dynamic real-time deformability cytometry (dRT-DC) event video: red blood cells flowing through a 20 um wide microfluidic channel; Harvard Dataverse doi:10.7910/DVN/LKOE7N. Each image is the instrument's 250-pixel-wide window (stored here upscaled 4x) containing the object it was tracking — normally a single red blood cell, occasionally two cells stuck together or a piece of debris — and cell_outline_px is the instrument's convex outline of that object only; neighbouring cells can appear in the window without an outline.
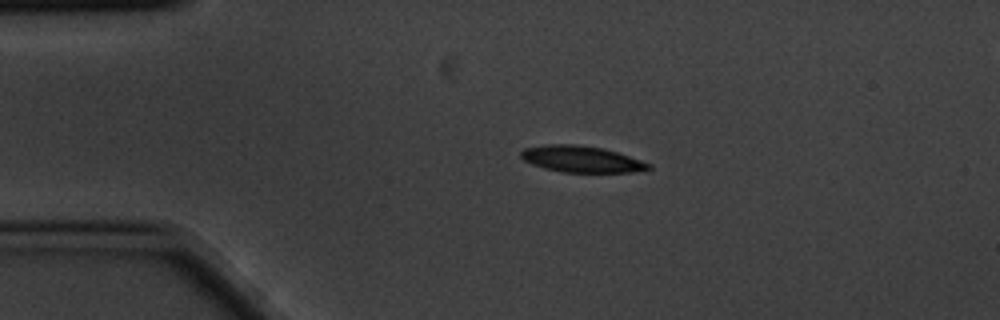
{"species": "common noctule bat (a hibernating species)", "species_latin": "Nyctalus noctula", "temperature_condition": "cold", "stored_images_in_passage": 4, "segment_of_instrument_passage": [1, 2], "camera_frame_rate_fps": 3000, "um_per_image_px": 0.085, "animal": {"sex": "male", "body_mass_g": 20.1, "forearm_length_mm": 53.5}, "frame": {"image": 1, "passage_image": 2, "time_ms": 0.333, "image_size_px": [1000, 320], "cell_outline_px": [[652, 168], [632, 172], [564, 172], [544, 168], [532, 164], [524, 160], [520, 156], [520, 152], [524, 148], [548, 144], [576, 144], [604, 148], [652, 164]], "centroid_in_image_um": [49.41, 13.52], "position_along_channel_um": 35.6, "area_um2": 19.54}}